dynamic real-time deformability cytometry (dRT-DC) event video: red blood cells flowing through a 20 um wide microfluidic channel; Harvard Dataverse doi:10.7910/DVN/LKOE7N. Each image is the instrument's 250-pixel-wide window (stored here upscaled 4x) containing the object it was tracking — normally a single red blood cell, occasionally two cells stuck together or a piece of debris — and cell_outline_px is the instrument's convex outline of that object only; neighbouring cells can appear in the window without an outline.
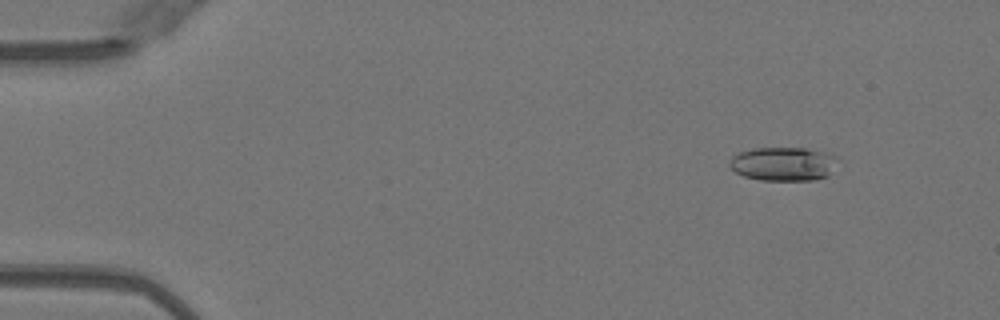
{"species": "Egyptian fruit bat (a non-hibernating species)", "species_latin": "Rousettus aegyptiacus", "temperature_condition": "warm", "stored_images_in_passage": 49, "camera_frame_rate_fps": 3000, "um_per_image_px": 0.085, "animal": {"sex": "female"}, "frame": {"image": 1, "passage_image": 6, "time_ms": 1.667, "image_size_px": [1000, 320], "cell_outline_px": [[836, 156], [828, 176], [816, 180], [760, 180], [744, 176], [736, 172], [728, 164], [732, 156], [740, 152], [752, 148], [804, 148], [828, 152]], "centroid_in_image_um": [66.55, 13.93], "position_along_channel_um": 18.5, "area_um2": 21.15}}
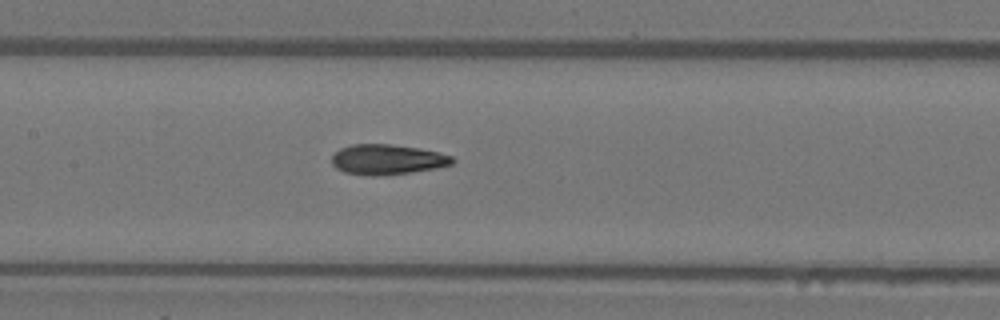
{"frame": {"image": 2, "passage_image": 25, "time_ms": 8.0, "image_size_px": [1000, 320], "cell_outline_px": [[456, 160], [452, 164], [436, 168], [412, 172], [376, 176], [368, 176], [344, 172], [336, 168], [332, 164], [332, 156], [340, 148], [352, 144], [388, 144], [420, 148], [440, 152], [452, 156]], "centroid_in_image_um": [32.93, 13.56], "position_along_channel_um": 174.5, "area_um2": 21.33}}
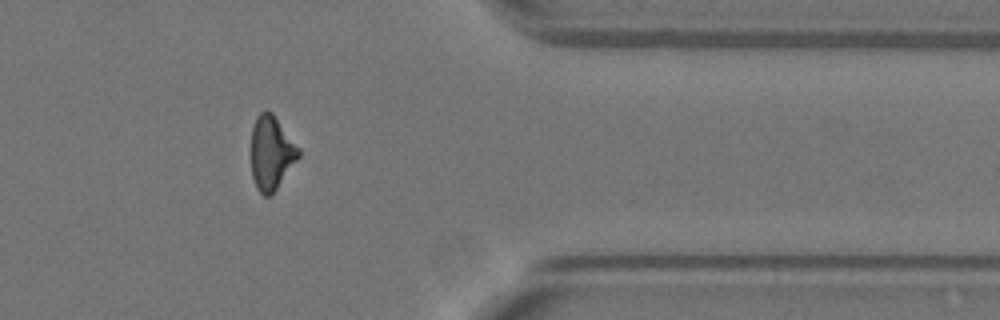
{"frame": {"image": 3, "passage_image": 42, "time_ms": 13.667, "image_size_px": [1000, 320], "cell_outline_px": [[300, 156], [272, 196], [264, 196], [256, 188], [252, 176], [252, 128], [256, 116], [260, 112], [268, 108], [272, 112], [300, 148]], "centroid_in_image_um": [23.07, 12.99], "position_along_channel_um": 388.3, "area_um2": 20.63}, "authors_computed_cell_mechanics": {"area_um2": 20.9814, "velocity_mm_per_s": 4.0704, "shape_relaxation_time_tau1_ms": 7.603, "shape_relaxation_time_tau2_ms": 2.3529, "deformation_change_tau1": 0.2571, "deformation_change_tau2": 0.1102}}